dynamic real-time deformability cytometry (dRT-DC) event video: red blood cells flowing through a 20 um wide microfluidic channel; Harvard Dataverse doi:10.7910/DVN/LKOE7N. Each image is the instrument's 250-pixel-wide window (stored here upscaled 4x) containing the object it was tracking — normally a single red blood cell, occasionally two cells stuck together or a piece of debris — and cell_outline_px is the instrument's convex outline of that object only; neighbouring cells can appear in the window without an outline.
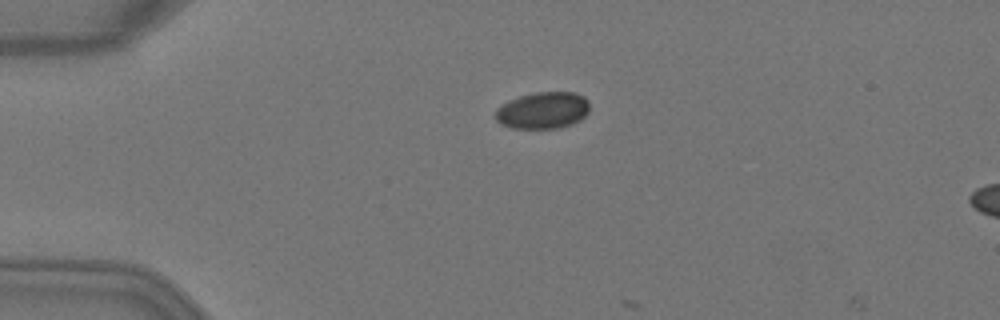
{"species": "Egyptian fruit bat (a non-hibernating species)", "species_latin": "Rousettus aegyptiacus", "temperature_condition": "warm", "stored_images_in_passage": 3, "camera_frame_rate_fps": 3000, "um_per_image_px": 0.085, "animal": {"sex": "female"}, "frame": {"image": 1, "passage_image": 3, "time_ms": 0.667, "image_size_px": [1000, 320], "cell_outline_px": [[588, 112], [580, 120], [572, 124], [560, 128], [512, 128], [500, 124], [496, 120], [496, 108], [508, 100], [520, 96], [536, 92], [576, 92], [584, 96], [588, 100]], "centroid_in_image_um": [46.14, 9.38], "position_along_channel_um": 38.9, "area_um2": 20.29}}